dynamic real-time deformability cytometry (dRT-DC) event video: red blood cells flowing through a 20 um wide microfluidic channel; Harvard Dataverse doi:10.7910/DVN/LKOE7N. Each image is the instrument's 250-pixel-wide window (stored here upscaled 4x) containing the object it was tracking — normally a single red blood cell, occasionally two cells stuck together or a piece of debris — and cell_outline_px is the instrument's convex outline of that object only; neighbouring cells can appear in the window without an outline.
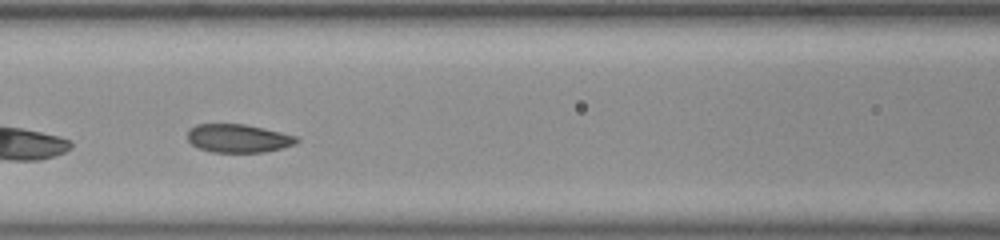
{"species": "common noctule bat (a hibernating species)", "species_latin": "Nyctalus noctula", "temperature_condition": "room temperature", "stored_images_in_passage": 24, "camera_frame_rate_fps": 3000, "um_per_image_px": 0.085, "animal": {"sex": "female", "body_mass_g": 23.0, "forearm_length_mm": 53.4}, "frame": {"image": 1, "passage_image": 8, "time_ms": 2.333, "image_size_px": [1000, 240], "cell_outline_px": [[300, 140], [296, 144], [264, 152], [212, 152], [196, 148], [188, 140], [188, 128], [196, 124], [244, 124], [280, 132], [296, 136]], "centroid_in_image_um": [20.21, 11.76], "position_along_channel_um": 146.4, "area_um2": 18.03}}
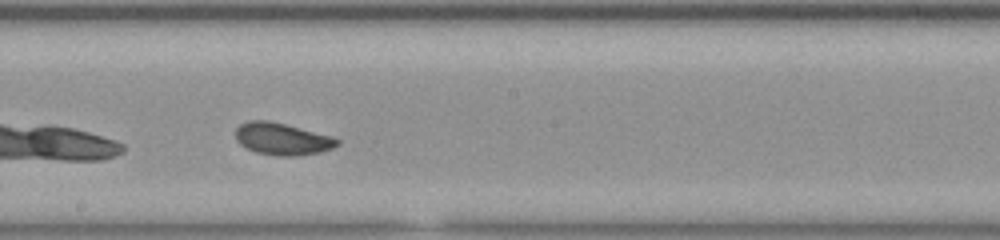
{"frame": {"image": 2, "passage_image": 14, "time_ms": 4.333, "image_size_px": [1000, 240], "cell_outline_px": [[340, 144], [332, 148], [320, 152], [296, 156], [276, 156], [256, 152], [240, 144], [236, 140], [236, 128], [240, 124], [248, 120], [268, 120], [332, 136], [340, 140]], "centroid_in_image_um": [23.98, 11.81], "position_along_channel_um": 224.2, "area_um2": 18.96}}
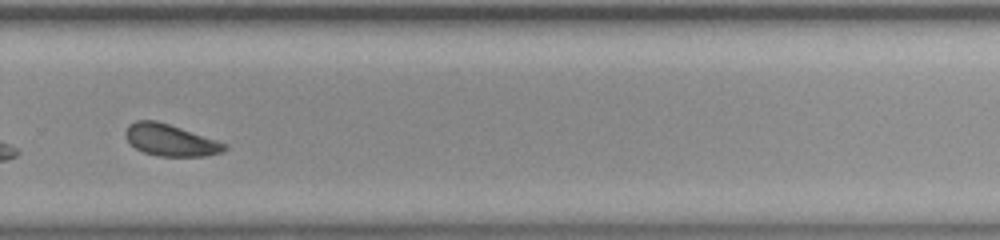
{"frame": {"image": 3, "passage_image": 21, "time_ms": 6.667, "image_size_px": [1000, 240], "cell_outline_px": [[228, 148], [224, 152], [208, 156], [156, 156], [144, 152], [136, 148], [128, 140], [124, 132], [128, 124], [136, 120], [156, 120], [228, 144]], "centroid_in_image_um": [14.5, 11.92], "position_along_channel_um": 315.3, "area_um2": 18.26}}